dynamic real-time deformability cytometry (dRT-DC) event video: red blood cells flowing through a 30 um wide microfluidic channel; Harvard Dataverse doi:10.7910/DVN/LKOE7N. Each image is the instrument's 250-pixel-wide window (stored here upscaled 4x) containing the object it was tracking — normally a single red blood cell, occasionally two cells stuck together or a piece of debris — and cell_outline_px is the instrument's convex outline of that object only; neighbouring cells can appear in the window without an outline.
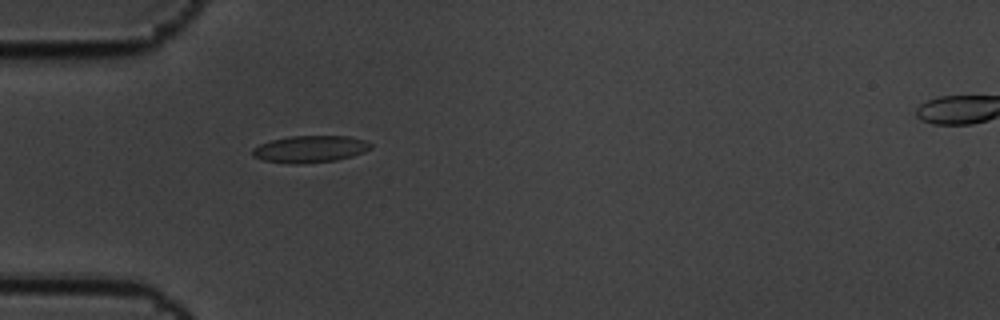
{"species": "common noctule bat (a hibernating species)", "species_latin": "Nyctalus noctula", "temperature_condition": "cold", "stored_images_in_passage": 2, "camera_frame_rate_fps": 3000, "um_per_image_px": 0.085, "animal": {"sex": "male", "body_mass_g": 19.5, "forearm_length_mm": 54.6}, "frame": {"image": 1, "passage_image": 1, "time_ms": 0.0, "image_size_px": [1000, 320], "cell_outline_px": [[372, 148], [364, 152], [352, 156], [336, 160], [300, 164], [292, 164], [264, 160], [252, 156], [252, 148], [260, 144], [272, 140], [292, 136], [348, 136], [364, 140], [372, 144]], "centroid_in_image_um": [26.36, 12.67], "position_along_channel_um": 58.6, "area_um2": 18.5}}